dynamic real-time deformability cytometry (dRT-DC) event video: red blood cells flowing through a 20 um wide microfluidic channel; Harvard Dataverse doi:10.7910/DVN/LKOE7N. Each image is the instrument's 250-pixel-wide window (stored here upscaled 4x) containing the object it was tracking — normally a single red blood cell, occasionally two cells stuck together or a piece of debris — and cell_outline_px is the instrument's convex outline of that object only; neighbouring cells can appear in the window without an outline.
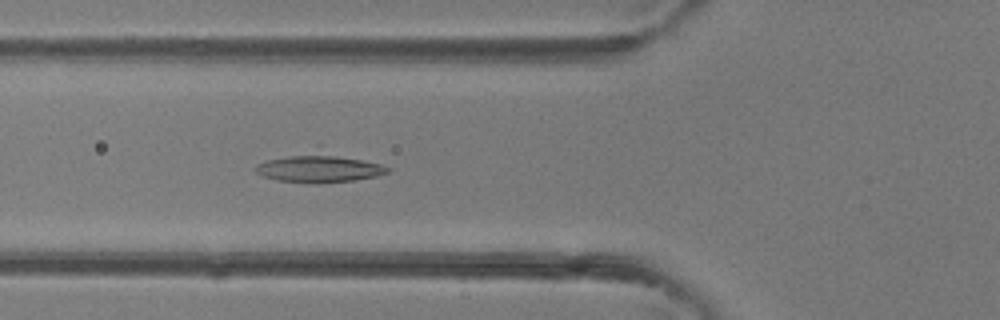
{"species": "common noctule bat (a hibernating species)", "species_latin": "Nyctalus noctula", "temperature_condition": "room temperature", "stored_images_in_passage": 41, "camera_frame_rate_fps": 3000, "um_per_image_px": 0.085, "animal": {"sex": "female"}, "frame": {"image": 1, "passage_image": 15, "time_ms": 4.667, "image_size_px": [1000, 320], "cell_outline_px": [[392, 168], [388, 172], [376, 176], [356, 180], [312, 184], [308, 184], [276, 180], [260, 176], [256, 172], [256, 164], [264, 160], [288, 156], [332, 156], [360, 160], [380, 164]], "centroid_in_image_um": [27.06, 14.39], "position_along_channel_um": 98.7, "area_um2": 20.46}}
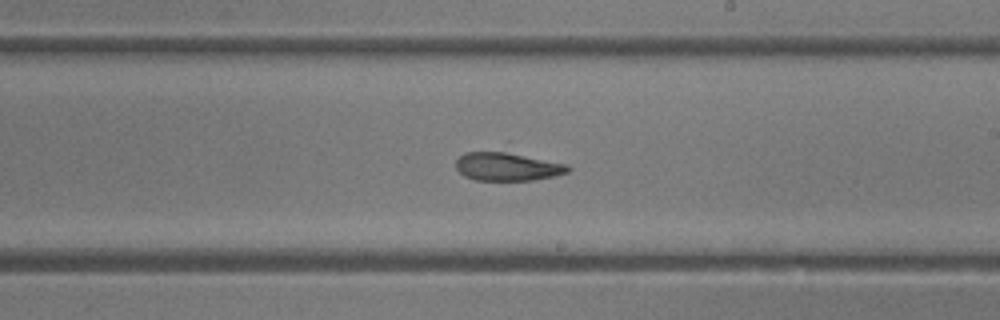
{"frame": {"image": 2, "passage_image": 24, "time_ms": 7.667, "image_size_px": [1000, 320], "cell_outline_px": [[572, 168], [568, 172], [552, 176], [532, 180], [476, 180], [464, 176], [456, 168], [456, 160], [464, 152], [508, 140], [568, 164]], "centroid_in_image_um": [43.22, 13.89], "position_along_channel_um": 245.8, "area_um2": 22.83}}
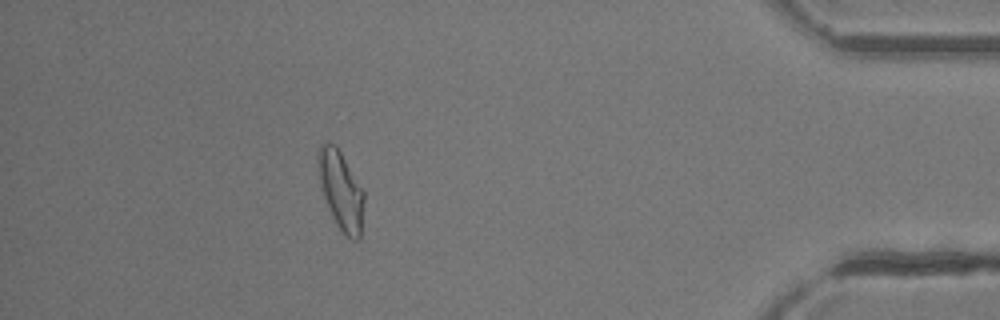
{"frame": {"image": 3, "passage_image": 37, "time_ms": 12.0, "image_size_px": [1000, 320], "cell_outline_px": [[364, 200], [360, 240], [352, 240], [336, 224], [328, 208], [320, 184], [316, 160], [316, 152], [320, 144], [328, 140], [340, 152], [364, 192]], "centroid_in_image_um": [28.95, 16.16], "position_along_channel_um": 406.3, "area_um2": 20.87}}